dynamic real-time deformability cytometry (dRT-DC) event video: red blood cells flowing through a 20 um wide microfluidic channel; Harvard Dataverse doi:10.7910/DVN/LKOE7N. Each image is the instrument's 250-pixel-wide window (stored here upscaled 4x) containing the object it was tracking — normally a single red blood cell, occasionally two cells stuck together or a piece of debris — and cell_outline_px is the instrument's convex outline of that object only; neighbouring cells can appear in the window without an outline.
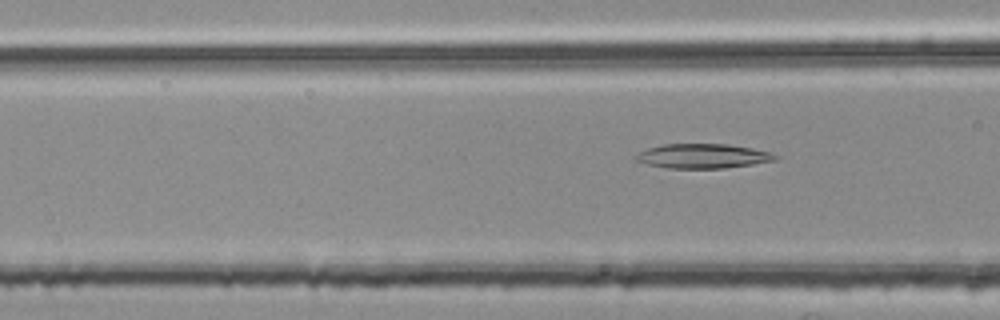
{"species": "common noctule bat (a hibernating species)", "species_latin": "Nyctalus noctula", "temperature_condition": "room temperature", "stored_images_in_passage": 6, "camera_frame_rate_fps": 3000, "um_per_image_px": 0.085, "animal": {"sex": "female", "body_mass_g": 25.1}, "frame": {"image": 1, "passage_image": 6, "time_ms": 1.667, "image_size_px": [1000, 320], "cell_outline_px": [[780, 156], [776, 160], [752, 164], [724, 168], [668, 168], [648, 164], [636, 160], [632, 156], [648, 148], [664, 144], [728, 144], [752, 148], [772, 152]], "centroid_in_image_um": [59.77, 13.26], "position_along_channel_um": 106.8, "area_um2": 19.88}}